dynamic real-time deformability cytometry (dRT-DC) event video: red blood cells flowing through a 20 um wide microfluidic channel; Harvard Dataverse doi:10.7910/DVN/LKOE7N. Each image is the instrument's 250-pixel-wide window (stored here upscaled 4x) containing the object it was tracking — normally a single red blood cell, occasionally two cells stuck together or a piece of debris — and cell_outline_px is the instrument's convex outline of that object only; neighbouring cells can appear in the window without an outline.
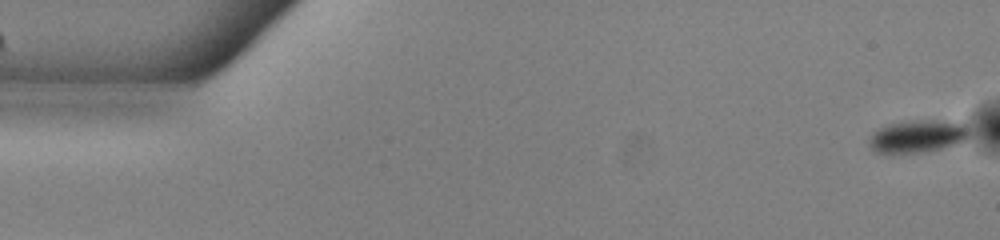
{"species": "common noctule bat (a hibernating species)", "species_latin": "Nyctalus noctula", "temperature_condition": "warm", "stored_images_in_passage": 50, "camera_frame_rate_fps": 3000, "um_per_image_px": 0.085, "animal": {"sex": "male", "body_mass_g": 13.0, "forearm_length_mm": 53.1}, "frame": {"image": 1, "passage_image": 1, "time_ms": 0.0, "image_size_px": [1000, 240], "cell_outline_px": [[968, 136], [960, 144], [920, 152], [876, 152], [868, 144], [868, 140], [872, 132], [888, 124], [912, 120], [932, 120], [960, 124], [968, 132]], "centroid_in_image_um": [77.92, 11.59], "position_along_channel_um": 7.1, "area_um2": 18.44}}
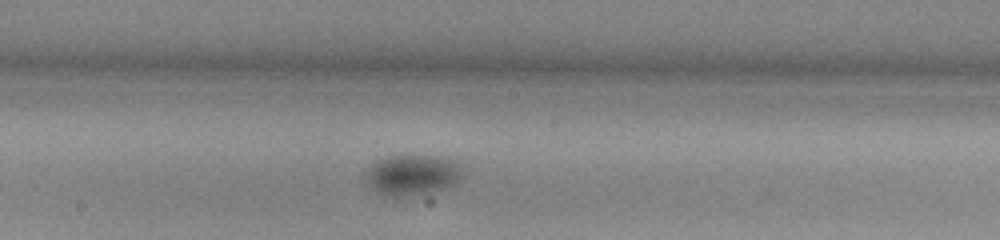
{"frame": {"image": 2, "passage_image": 28, "time_ms": 9.0, "image_size_px": [1000, 240], "cell_outline_px": [[464, 176], [452, 184], [440, 188], [424, 192], [396, 196], [392, 196], [376, 192], [368, 184], [364, 176], [364, 172], [376, 160], [388, 156], [412, 152], [448, 156], [460, 164]], "centroid_in_image_um": [35.04, 14.75], "position_along_channel_um": 213.2, "area_um2": 23.47}}
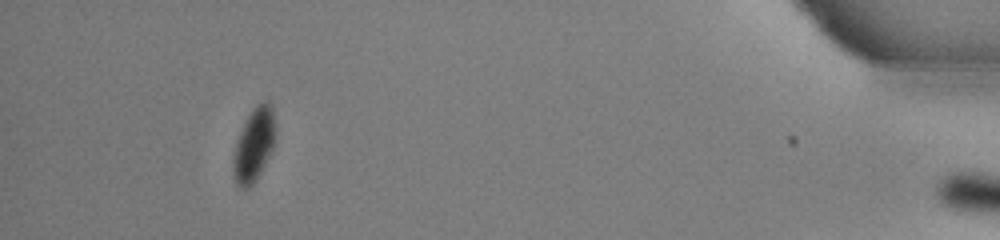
{"frame": {"image": 3, "passage_image": 49, "time_ms": 16.0, "image_size_px": [1000, 240], "cell_outline_px": [[276, 140], [256, 180], [248, 188], [240, 188], [236, 184], [232, 172], [236, 140], [252, 108], [256, 104], [264, 100], [268, 100], [272, 104], [276, 128]], "centroid_in_image_um": [21.61, 12.26], "position_along_channel_um": 413.6, "area_um2": 18.15}}